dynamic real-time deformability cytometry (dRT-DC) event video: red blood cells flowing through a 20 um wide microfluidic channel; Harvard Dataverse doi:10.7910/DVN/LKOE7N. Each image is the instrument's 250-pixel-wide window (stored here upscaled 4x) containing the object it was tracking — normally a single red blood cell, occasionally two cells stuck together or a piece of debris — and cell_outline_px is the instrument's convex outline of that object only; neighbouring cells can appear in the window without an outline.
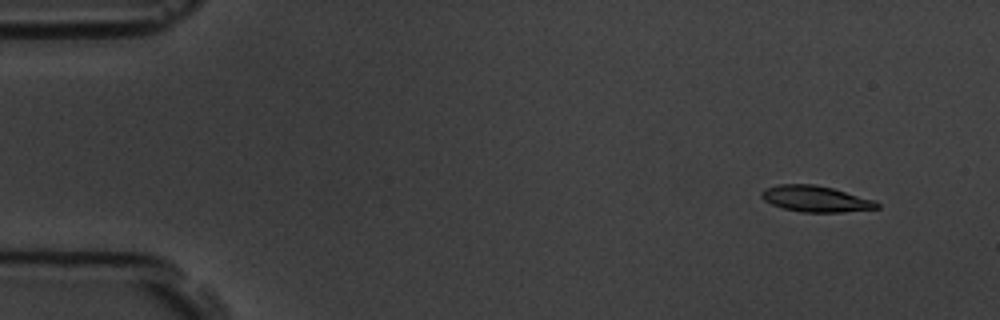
{"species": "common noctule bat (a hibernating species)", "species_latin": "Nyctalus noctula", "temperature_condition": "room temperature", "stored_images_in_passage": 6, "camera_frame_rate_fps": 3000, "um_per_image_px": 0.085, "animal": {"sex": "male", "body_mass_g": 19.5, "forearm_length_mm": 54.6}, "frame": {"image": 1, "passage_image": 2, "time_ms": 1.333, "image_size_px": [1000, 320], "cell_outline_px": [[880, 208], [844, 212], [800, 212], [784, 208], [772, 204], [764, 200], [760, 196], [760, 192], [764, 188], [780, 184], [816, 184], [832, 188], [876, 200], [880, 204]], "centroid_in_image_um": [69.34, 16.9], "position_along_channel_um": 15.7, "area_um2": 17.69}}
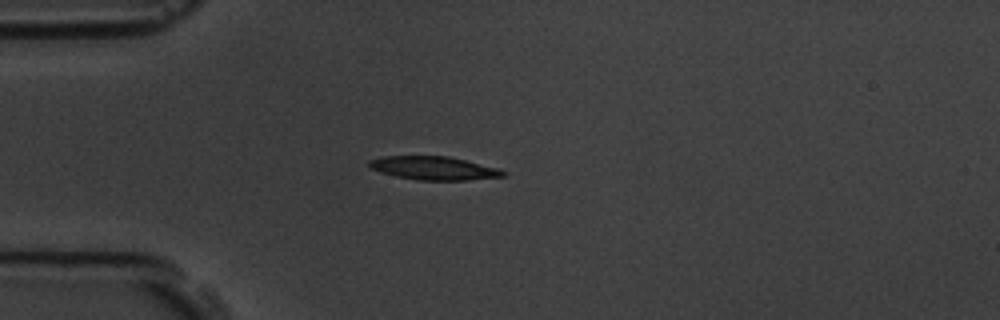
{"frame": {"image": 2, "passage_image": 5, "time_ms": 4.667, "image_size_px": [1000, 320], "cell_outline_px": [[508, 172], [504, 176], [468, 180], [416, 180], [396, 176], [380, 172], [372, 168], [368, 164], [368, 160], [380, 156], [448, 156], [500, 168]], "centroid_in_image_um": [36.89, 14.29], "position_along_channel_um": 48.1, "area_um2": 18.38}}